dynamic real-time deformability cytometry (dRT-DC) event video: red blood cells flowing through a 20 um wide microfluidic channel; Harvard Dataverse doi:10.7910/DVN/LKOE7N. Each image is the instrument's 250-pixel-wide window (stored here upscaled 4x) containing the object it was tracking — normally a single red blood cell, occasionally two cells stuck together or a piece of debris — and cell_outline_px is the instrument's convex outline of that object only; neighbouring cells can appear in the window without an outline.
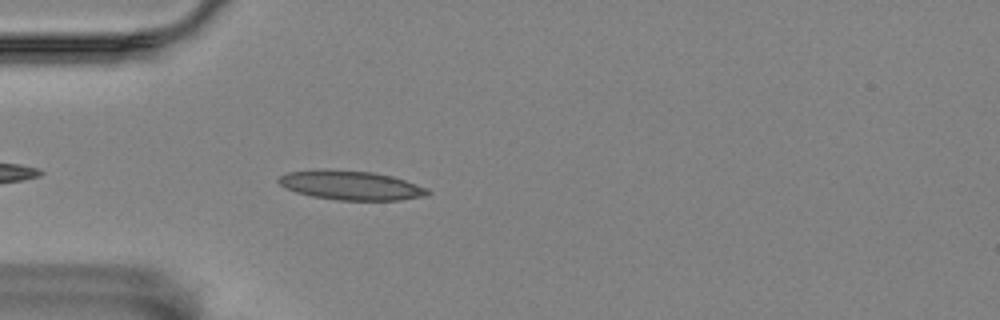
{"species": "Egyptian fruit bat (a non-hibernating species)", "species_latin": "Rousettus aegyptiacus", "temperature_condition": "room temperature", "stored_images_in_passage": 44, "camera_frame_rate_fps": 3000, "um_per_image_px": 0.085, "animal": {"sex": "female"}, "frame": {"image": 1, "passage_image": 4, "time_ms": 1.0, "image_size_px": [1000, 320], "cell_outline_px": [[432, 192], [428, 196], [400, 200], [340, 200], [312, 196], [296, 192], [284, 188], [276, 180], [280, 176], [288, 172], [372, 172], [392, 176], [428, 188]], "centroid_in_image_um": [29.92, 15.81], "position_along_channel_um": 55.1, "area_um2": 24.39}}
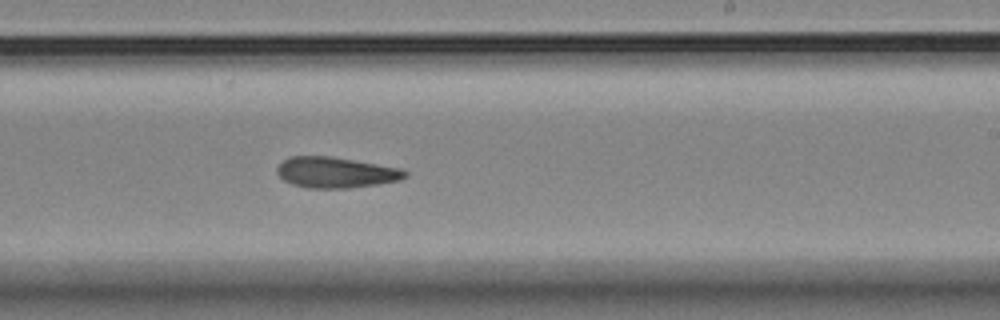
{"frame": {"image": 2, "passage_image": 22, "time_ms": 7.0, "image_size_px": [1000, 320], "cell_outline_px": [[408, 176], [400, 180], [376, 184], [348, 188], [308, 188], [292, 184], [284, 180], [276, 172], [276, 168], [288, 156], [328, 156], [404, 168], [408, 172]], "centroid_in_image_um": [28.56, 14.65], "position_along_channel_um": 260.4, "area_um2": 23.0}}
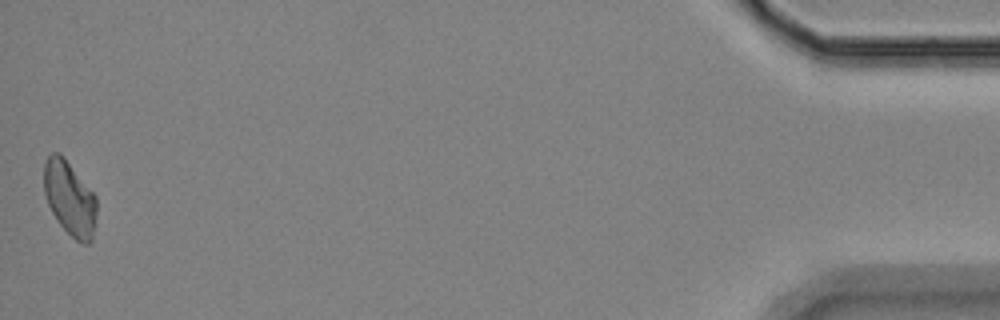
{"frame": {"image": 3, "passage_image": 44, "time_ms": 14.333, "image_size_px": [1000, 320], "cell_outline_px": [[96, 212], [92, 240], [88, 244], [84, 244], [76, 240], [60, 224], [52, 212], [48, 204], [44, 192], [44, 164], [48, 156], [52, 152], [60, 152], [96, 196]], "centroid_in_image_um": [5.92, 16.84], "position_along_channel_um": 429.3, "area_um2": 22.6}, "authors_computed_cell_mechanics": {"area_um2": 23.0333, "velocity_mm_per_s": 3.5182, "shape_relaxation_time_tau1_ms": 6.2819, "shape_relaxation_time_tau2_ms": 7.4563, "deformation_change_tau1": 0.169, "deformation_change_tau2": 0.1631}}